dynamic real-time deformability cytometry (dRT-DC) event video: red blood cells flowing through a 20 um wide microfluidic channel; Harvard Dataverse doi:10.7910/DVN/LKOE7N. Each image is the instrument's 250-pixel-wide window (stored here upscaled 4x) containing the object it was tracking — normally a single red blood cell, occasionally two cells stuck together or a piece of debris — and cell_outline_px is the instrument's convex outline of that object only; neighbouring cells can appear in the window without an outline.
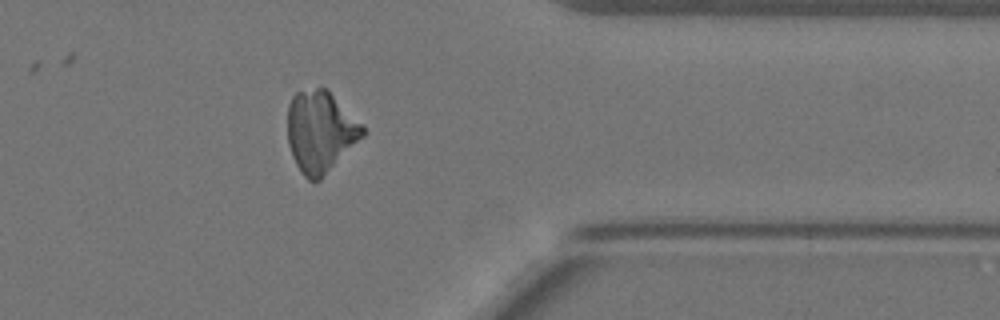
{"species": "Egyptian fruit bat (a non-hibernating species)", "species_latin": "Rousettus aegyptiacus", "temperature_condition": "warm", "stored_images_in_passage": 48, "camera_frame_rate_fps": 3000, "um_per_image_px": 0.085, "animal": {"sex": "female"}, "frame": {"image": 1, "passage_image": 38, "time_ms": 12.333, "image_size_px": [1000, 320], "cell_outline_px": [[368, 132], [320, 180], [308, 180], [304, 176], [296, 164], [292, 156], [288, 144], [288, 104], [292, 96], [296, 92], [316, 88], [328, 88]], "centroid_in_image_um": [27.23, 11.18], "position_along_channel_um": 384.2, "area_um2": 35.6}}
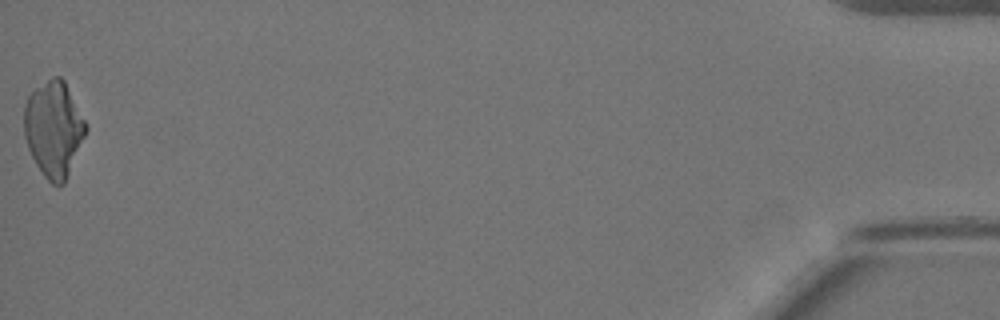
{"frame": {"image": 2, "passage_image": 48, "time_ms": 15.667, "image_size_px": [1000, 320], "cell_outline_px": [[88, 128], [64, 184], [52, 184], [44, 176], [36, 164], [28, 148], [24, 136], [24, 104], [28, 96], [36, 88], [52, 76], [60, 76], [64, 80]], "centroid_in_image_um": [4.55, 10.95], "position_along_channel_um": 430.7, "area_um2": 33.99}}